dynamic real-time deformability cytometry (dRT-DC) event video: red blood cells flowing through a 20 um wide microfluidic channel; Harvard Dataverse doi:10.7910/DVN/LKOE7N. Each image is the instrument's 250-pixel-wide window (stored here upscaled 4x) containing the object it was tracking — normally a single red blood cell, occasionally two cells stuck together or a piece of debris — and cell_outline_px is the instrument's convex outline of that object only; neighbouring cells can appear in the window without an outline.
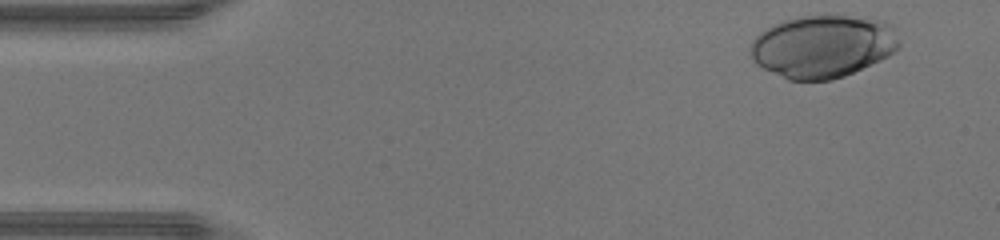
{"species": "human", "species_latin": "Homo sapiens", "temperature_condition": "warm", "stored_images_in_passage": 36, "camera_frame_rate_fps": 3000, "um_per_image_px": 0.085, "donor": {"sex": "male"}, "frame": {"image": 1, "passage_image": 1, "time_ms": 0.0, "image_size_px": [1000, 240], "cell_outline_px": [[900, 48], [888, 56], [880, 60], [844, 76], [832, 80], [788, 80], [756, 64], [748, 52], [748, 48], [752, 40], [764, 28], [772, 24], [784, 20], [800, 16], [848, 16], [880, 20], [888, 24], [892, 28], [900, 44]], "centroid_in_image_um": [69.88, 3.95], "position_along_channel_um": 15.1, "area_um2": 54.22}}
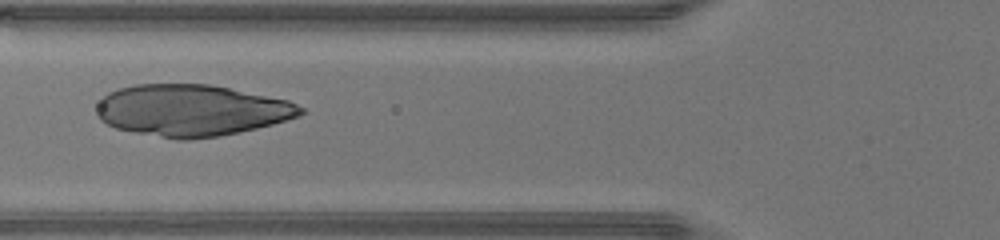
{"frame": {"image": 2, "passage_image": 15, "time_ms": 4.667, "image_size_px": [1000, 240], "cell_outline_px": [[304, 112], [300, 116], [272, 124], [256, 128], [220, 136], [188, 140], [180, 140], [136, 132], [116, 128], [100, 120], [96, 116], [96, 112], [100, 100], [108, 92], [120, 88], [136, 84], [208, 84], [288, 100], [304, 108]], "centroid_in_image_um": [16.26, 9.38], "position_along_channel_um": 109.5, "area_um2": 60.98}}
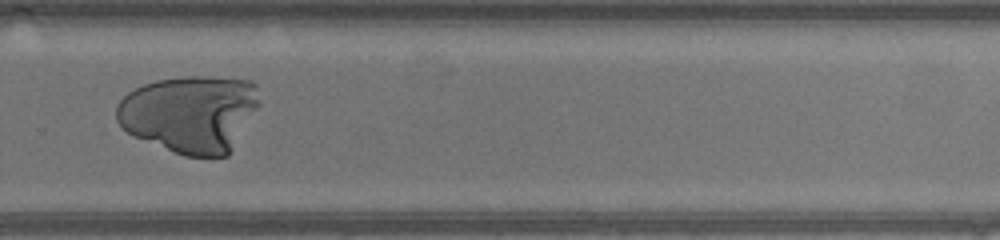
{"frame": {"image": 3, "passage_image": 29, "time_ms": 9.333, "image_size_px": [1000, 240], "cell_outline_px": [[260, 104], [228, 156], [184, 156], [136, 136], [128, 132], [116, 120], [116, 104], [128, 92], [144, 84], [156, 80], [188, 76], [200, 76], [252, 80], [256, 84]], "centroid_in_image_um": [16.18, 9.64], "position_along_channel_um": 313.6, "area_um2": 64.16}}